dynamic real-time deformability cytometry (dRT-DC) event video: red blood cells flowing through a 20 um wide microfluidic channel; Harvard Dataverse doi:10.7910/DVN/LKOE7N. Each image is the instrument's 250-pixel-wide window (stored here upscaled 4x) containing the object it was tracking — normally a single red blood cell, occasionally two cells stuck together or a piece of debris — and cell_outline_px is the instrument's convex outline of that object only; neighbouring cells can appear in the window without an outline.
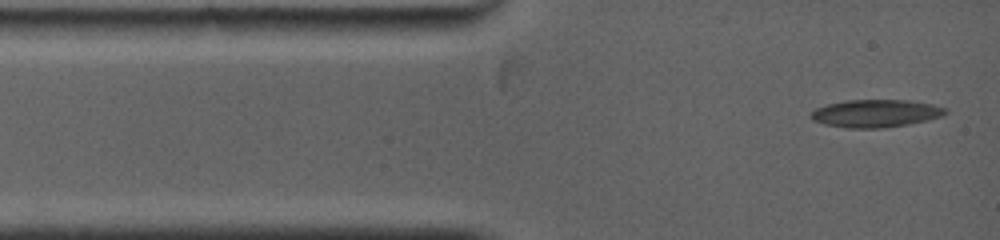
{"species": "common noctule bat (a hibernating species)", "species_latin": "Nyctalus noctula", "temperature_condition": "warm", "stored_images_in_passage": 46, "camera_frame_rate_fps": 5000, "um_per_image_px": 0.085, "animal": {"sex": "female", "body_mass_g": 19.0, "forearm_length_mm": 53.3}, "frame": {"image": 1, "passage_image": 1, "time_ms": 0.0, "image_size_px": [1000, 240], "cell_outline_px": [[948, 112], [940, 116], [928, 120], [908, 124], [880, 128], [848, 128], [824, 124], [812, 120], [808, 116], [816, 108], [828, 104], [844, 100], [908, 100], [932, 104], [948, 108]], "centroid_in_image_um": [74.42, 9.63], "position_along_channel_um": 10.6, "area_um2": 21.73}}
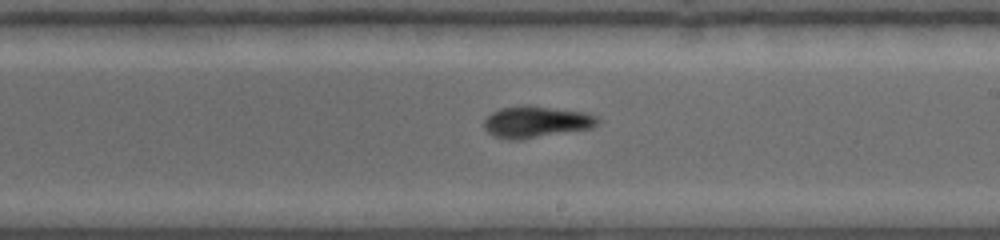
{"frame": {"image": 2, "passage_image": 20, "time_ms": 6.8, "image_size_px": [1000, 240], "cell_outline_px": [[600, 120], [592, 128], [524, 140], [508, 140], [496, 136], [488, 132], [484, 128], [484, 120], [492, 112], [500, 108], [528, 104], [532, 104], [588, 112], [596, 116]], "centroid_in_image_um": [45.6, 10.35], "position_along_channel_um": 243.4, "area_um2": 21.44}}
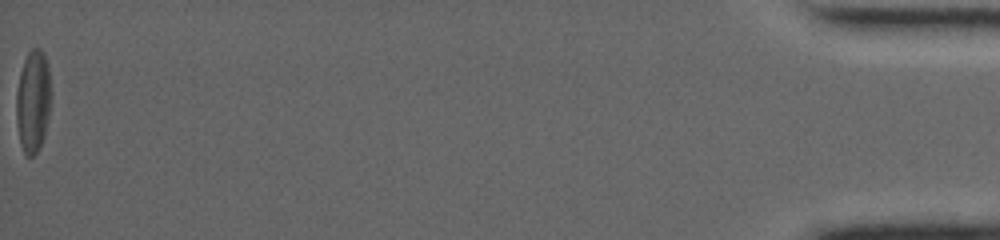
{"frame": {"image": 3, "passage_image": 46, "time_ms": 15.8, "image_size_px": [1000, 240], "cell_outline_px": [[52, 96], [44, 136], [36, 152], [32, 156], [28, 156], [24, 152], [20, 144], [16, 120], [16, 92], [20, 72], [24, 60], [28, 52], [32, 48], [40, 48], [44, 52], [48, 64]], "centroid_in_image_um": [2.81, 8.55], "position_along_channel_um": 432.4, "area_um2": 20.98}, "authors_computed_cell_mechanics": {"area_um2": 20.7213, "velocity_mm_per_s": 3.9685, "shape_relaxation_time_tau1_ms": null, "shape_relaxation_time_tau2_ms": 6.636, "deformation_change_tau1": null, "deformation_change_tau2": 0.1393}}